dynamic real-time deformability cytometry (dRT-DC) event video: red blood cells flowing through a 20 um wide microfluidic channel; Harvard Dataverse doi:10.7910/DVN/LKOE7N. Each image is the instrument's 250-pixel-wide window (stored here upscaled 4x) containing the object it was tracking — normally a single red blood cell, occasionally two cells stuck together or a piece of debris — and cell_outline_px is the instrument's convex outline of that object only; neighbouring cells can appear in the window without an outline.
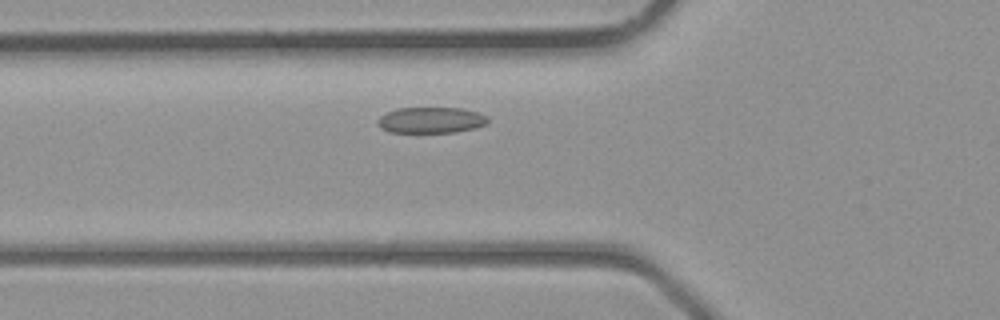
{"species": "common noctule bat (a hibernating species)", "species_latin": "Nyctalus noctula", "temperature_condition": "room temperature", "stored_images_in_passage": 24, "camera_frame_rate_fps": 3000, "um_per_image_px": 0.085, "animal": {"sex": "male", "body_mass_g": 23.1, "forearm_length_mm": 52.7}, "frame": {"image": 1, "passage_image": 5, "time_ms": 1.333, "image_size_px": [1000, 320], "cell_outline_px": [[488, 124], [476, 128], [456, 132], [392, 132], [380, 128], [376, 124], [376, 120], [384, 112], [396, 108], [460, 108], [476, 112], [488, 116]], "centroid_in_image_um": [36.61, 10.21], "position_along_channel_um": 89.2, "area_um2": 16.88}}
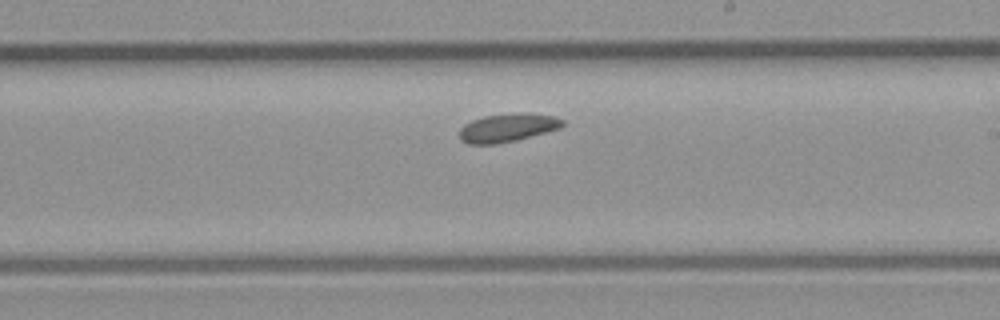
{"frame": {"image": 2, "passage_image": 14, "time_ms": 4.333, "image_size_px": [1000, 320], "cell_outline_px": [[564, 124], [560, 128], [516, 140], [496, 144], [468, 144], [460, 140], [460, 128], [464, 124], [472, 120], [484, 116], [524, 112], [556, 116], [564, 120]], "centroid_in_image_um": [43.14, 10.85], "position_along_channel_um": 245.9, "area_um2": 17.05}}
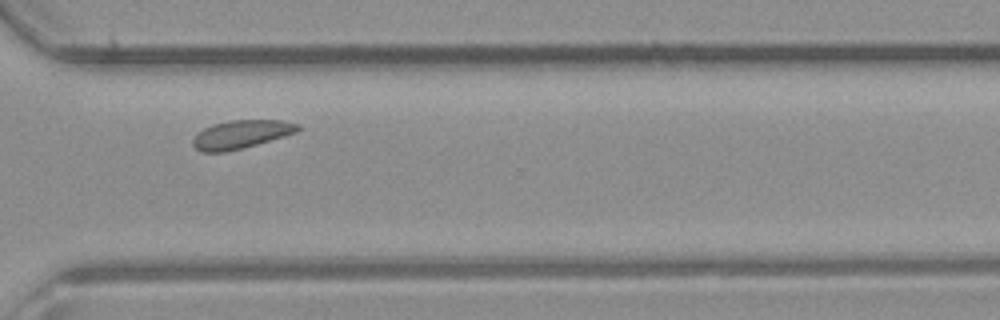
{"frame": {"image": 3, "passage_image": 20, "time_ms": 6.333, "image_size_px": [1000, 320], "cell_outline_px": [[300, 128], [296, 132], [244, 148], [224, 152], [200, 152], [192, 144], [192, 140], [204, 128], [212, 124], [232, 120], [280, 120], [300, 124]], "centroid_in_image_um": [20.48, 11.42], "position_along_channel_um": 350.1, "area_um2": 17.17}}